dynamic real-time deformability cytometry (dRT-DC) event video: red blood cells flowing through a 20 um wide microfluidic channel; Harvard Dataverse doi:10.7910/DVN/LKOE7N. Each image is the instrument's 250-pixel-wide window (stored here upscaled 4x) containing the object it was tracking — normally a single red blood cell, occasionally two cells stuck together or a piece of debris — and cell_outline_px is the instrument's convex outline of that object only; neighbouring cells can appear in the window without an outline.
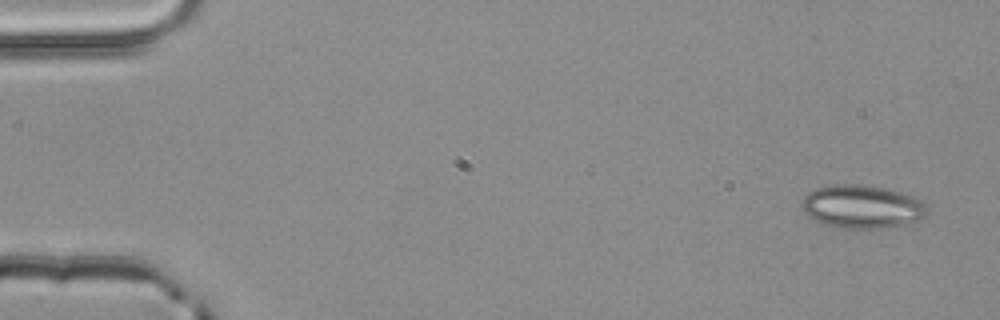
{"species": "common noctule bat (a hibernating species)", "species_latin": "Nyctalus noctula", "temperature_condition": "room temperature", "stored_images_in_passage": 3, "camera_frame_rate_fps": 3000, "um_per_image_px": 0.085, "animal": {"sex": "male", "body_mass_g": 20.4}, "frame": {"image": 1, "passage_image": 1, "time_ms": 0.0, "image_size_px": [1000, 320], "cell_outline_px": [[928, 212], [920, 220], [888, 228], [836, 228], [816, 220], [808, 216], [804, 212], [800, 204], [804, 196], [808, 192], [816, 188], [832, 184], [860, 184], [884, 188], [916, 196], [924, 204]], "centroid_in_image_um": [73.26, 17.56], "position_along_channel_um": 11.7, "area_um2": 31.79}}